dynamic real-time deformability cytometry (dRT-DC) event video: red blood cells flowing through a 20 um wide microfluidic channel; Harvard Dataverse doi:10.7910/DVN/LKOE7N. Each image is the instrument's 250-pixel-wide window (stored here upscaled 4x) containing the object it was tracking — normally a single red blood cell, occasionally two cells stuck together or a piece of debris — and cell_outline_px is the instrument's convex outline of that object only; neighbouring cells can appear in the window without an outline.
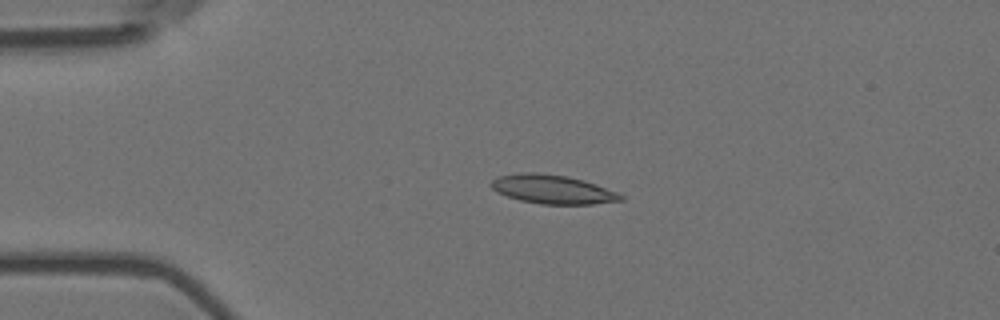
{"species": "Egyptian fruit bat (a non-hibernating species)", "species_latin": "Rousettus aegyptiacus", "temperature_condition": "room temperature", "stored_images_in_passage": 4, "camera_frame_rate_fps": 3000, "um_per_image_px": 0.085, "animal": {"sex": "female"}, "frame": {"image": 1, "passage_image": 3, "time_ms": 0.667, "image_size_px": [1000, 320], "cell_outline_px": [[624, 200], [592, 204], [540, 204], [520, 200], [496, 192], [488, 184], [496, 176], [524, 172], [532, 172], [568, 176], [584, 180], [620, 192], [624, 196]], "centroid_in_image_um": [46.98, 16.09], "position_along_channel_um": 38.0, "area_um2": 22.02}}